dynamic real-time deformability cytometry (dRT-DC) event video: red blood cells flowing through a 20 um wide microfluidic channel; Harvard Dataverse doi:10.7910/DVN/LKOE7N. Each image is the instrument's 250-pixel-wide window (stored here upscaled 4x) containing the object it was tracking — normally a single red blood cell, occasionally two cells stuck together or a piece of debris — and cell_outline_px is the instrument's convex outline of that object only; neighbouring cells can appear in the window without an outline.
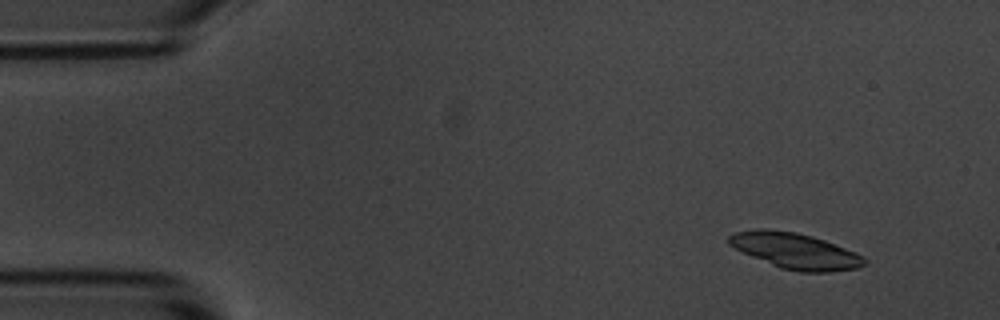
{"species": "common noctule bat (a hibernating species)", "species_latin": "Nyctalus noctula", "temperature_condition": "room temperature", "stored_images_in_passage": 5, "camera_frame_rate_fps": 3000, "um_per_image_px": 0.085, "animal": {"sex": "male", "body_mass_g": 20.1, "forearm_length_mm": 53.5}, "frame": {"image": 1, "passage_image": 1, "time_ms": 0.0, "image_size_px": [1000, 320], "cell_outline_px": [[868, 260], [864, 264], [856, 268], [828, 272], [800, 272], [780, 268], [752, 256], [728, 244], [728, 236], [736, 232], [756, 228], [768, 228], [796, 232], [812, 236], [824, 240], [856, 252], [864, 256]], "centroid_in_image_um": [67.6, 21.31], "position_along_channel_um": 17.4, "area_um2": 28.21}}